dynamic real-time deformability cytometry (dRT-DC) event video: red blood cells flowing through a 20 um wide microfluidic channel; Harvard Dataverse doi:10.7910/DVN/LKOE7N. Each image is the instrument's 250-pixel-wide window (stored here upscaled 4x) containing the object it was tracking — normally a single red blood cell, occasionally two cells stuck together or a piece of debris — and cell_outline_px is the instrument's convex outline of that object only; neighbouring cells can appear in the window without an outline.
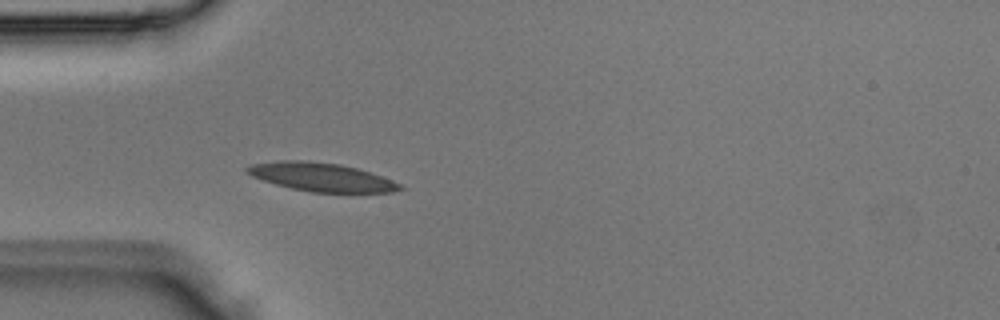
{"species": "Egyptian fruit bat (a non-hibernating species)", "species_latin": "Rousettus aegyptiacus", "temperature_condition": "room temperature", "stored_images_in_passage": 3, "camera_frame_rate_fps": 3000, "um_per_image_px": 0.085, "animal": {"sex": "male"}, "frame": {"image": 1, "passage_image": 3, "time_ms": 0.667, "image_size_px": [1000, 320], "cell_outline_px": [[404, 188], [392, 192], [312, 192], [292, 188], [276, 184], [252, 176], [244, 172], [244, 168], [252, 164], [280, 160], [300, 160], [340, 164], [356, 168], [392, 180], [400, 184]], "centroid_in_image_um": [27.27, 15.04], "position_along_channel_um": 57.7, "area_um2": 25.03}}